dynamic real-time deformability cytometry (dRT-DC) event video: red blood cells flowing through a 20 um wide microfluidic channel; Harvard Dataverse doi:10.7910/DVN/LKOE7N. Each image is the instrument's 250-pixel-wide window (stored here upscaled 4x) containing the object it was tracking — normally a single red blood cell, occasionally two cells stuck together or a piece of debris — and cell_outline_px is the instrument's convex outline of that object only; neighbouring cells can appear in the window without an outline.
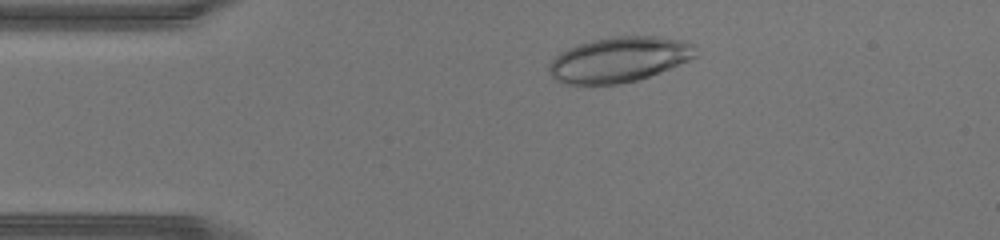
{"species": "human", "species_latin": "Homo sapiens", "temperature_condition": "warm", "stored_images_in_passage": 41, "camera_frame_rate_fps": 3000, "um_per_image_px": 0.085, "donor": {"sex": "male"}, "frame": {"image": 1, "passage_image": 6, "time_ms": 1.667, "image_size_px": [1000, 240], "cell_outline_px": [[696, 56], [688, 60], [648, 76], [636, 80], [620, 84], [568, 84], [552, 80], [548, 72], [548, 64], [560, 52], [576, 44], [608, 36], [660, 36], [684, 40], [696, 44]], "centroid_in_image_um": [52.59, 5.04], "position_along_channel_um": 32.4, "area_um2": 38.9}}
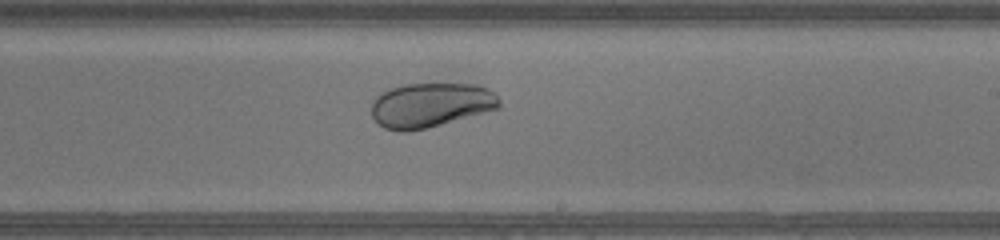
{"frame": {"image": 2, "passage_image": 23, "time_ms": 7.333, "image_size_px": [1000, 240], "cell_outline_px": [[500, 108], [440, 124], [408, 132], [400, 132], [384, 128], [372, 116], [372, 100], [380, 92], [388, 88], [404, 84], [476, 84], [488, 88], [496, 92], [500, 100]], "centroid_in_image_um": [36.6, 8.91], "position_along_channel_um": 252.4, "area_um2": 33.29}}
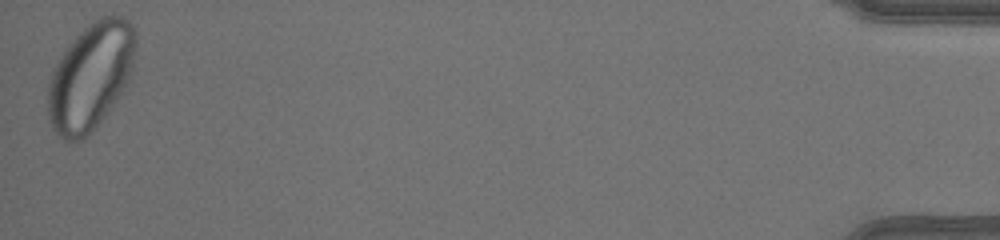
{"frame": {"image": 3, "passage_image": 41, "time_ms": 13.333, "image_size_px": [1000, 240], "cell_outline_px": [[136, 44], [132, 64], [128, 80], [124, 88], [104, 116], [80, 140], [64, 140], [52, 128], [48, 116], [48, 84], [52, 72], [60, 56], [68, 44], [88, 24], [100, 16], [112, 12], [124, 16], [132, 24], [136, 32]], "centroid_in_image_um": [7.71, 6.41], "position_along_channel_um": 427.5, "area_um2": 54.45}}